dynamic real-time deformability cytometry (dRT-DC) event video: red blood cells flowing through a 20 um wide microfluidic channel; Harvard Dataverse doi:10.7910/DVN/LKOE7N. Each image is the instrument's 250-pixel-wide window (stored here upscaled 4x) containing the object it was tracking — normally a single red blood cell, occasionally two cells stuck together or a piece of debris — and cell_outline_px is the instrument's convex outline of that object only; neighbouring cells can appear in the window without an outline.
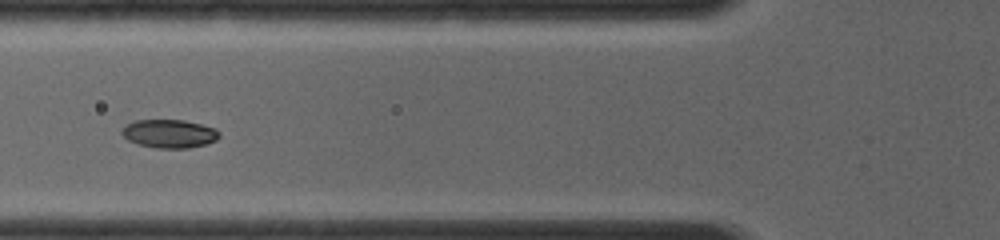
{"species": "common noctule bat (a hibernating species)", "species_latin": "Nyctalus noctula", "temperature_condition": "room temperature", "stored_images_in_passage": 25, "camera_frame_rate_fps": 4000, "um_per_image_px": 0.085, "animal": {"sex": "female", "body_mass_g": 19.0, "forearm_length_mm": 56.7}, "frame": {"image": 1, "passage_image": 7, "time_ms": 4.75, "image_size_px": [1000, 240], "cell_outline_px": [[220, 136], [216, 140], [204, 144], [188, 148], [156, 148], [140, 144], [128, 140], [120, 132], [120, 128], [136, 120], [184, 120], [216, 128], [220, 132]], "centroid_in_image_um": [14.39, 11.35], "position_along_channel_um": 111.4, "area_um2": 16.07}}
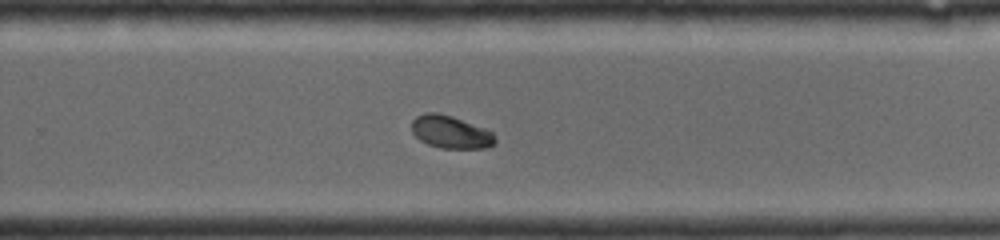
{"frame": {"image": 2, "passage_image": 16, "time_ms": 8.75, "image_size_px": [1000, 240], "cell_outline_px": [[496, 144], [488, 148], [440, 148], [428, 144], [420, 140], [412, 132], [412, 120], [416, 116], [424, 112], [436, 112], [452, 116], [484, 128], [492, 132], [496, 136]], "centroid_in_image_um": [38.32, 11.22], "position_along_channel_um": 291.5, "area_um2": 16.01}}
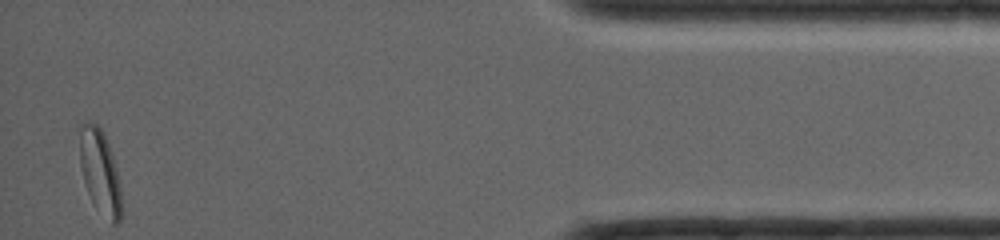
{"frame": {"image": 3, "passage_image": 25, "time_ms": 13.0, "image_size_px": [1000, 240], "cell_outline_px": [[120, 224], [112, 224], [92, 200], [88, 192], [80, 168], [80, 128], [88, 120], [96, 124], [100, 128], [112, 152], [120, 184]], "centroid_in_image_um": [8.5, 14.58], "position_along_channel_um": 426.7, "area_um2": 19.94}}